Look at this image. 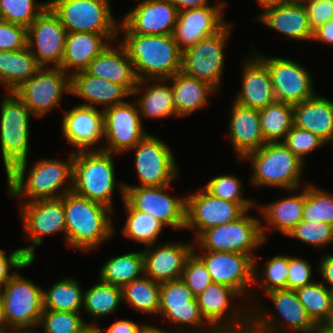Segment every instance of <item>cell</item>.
<instances>
[{"instance_id": "1", "label": "cell", "mask_w": 333, "mask_h": 333, "mask_svg": "<svg viewBox=\"0 0 333 333\" xmlns=\"http://www.w3.org/2000/svg\"><path fill=\"white\" fill-rule=\"evenodd\" d=\"M66 158L64 161L40 158L30 168L28 159L17 163L6 174L8 195L13 200L23 198L22 203H27L61 198L72 191L73 150L67 153Z\"/></svg>"}, {"instance_id": "2", "label": "cell", "mask_w": 333, "mask_h": 333, "mask_svg": "<svg viewBox=\"0 0 333 333\" xmlns=\"http://www.w3.org/2000/svg\"><path fill=\"white\" fill-rule=\"evenodd\" d=\"M63 207L66 245L74 251L90 254L115 236L114 212L106 206L70 191L63 195Z\"/></svg>"}, {"instance_id": "3", "label": "cell", "mask_w": 333, "mask_h": 333, "mask_svg": "<svg viewBox=\"0 0 333 333\" xmlns=\"http://www.w3.org/2000/svg\"><path fill=\"white\" fill-rule=\"evenodd\" d=\"M114 155L103 150L73 152L72 175L74 193L102 204L113 212V196L117 187L122 202L125 200L124 182H117L115 178Z\"/></svg>"}, {"instance_id": "4", "label": "cell", "mask_w": 333, "mask_h": 333, "mask_svg": "<svg viewBox=\"0 0 333 333\" xmlns=\"http://www.w3.org/2000/svg\"><path fill=\"white\" fill-rule=\"evenodd\" d=\"M119 34H124L122 39ZM118 41L133 62L141 80L169 79L182 67V51L172 35H140L118 33Z\"/></svg>"}, {"instance_id": "5", "label": "cell", "mask_w": 333, "mask_h": 333, "mask_svg": "<svg viewBox=\"0 0 333 333\" xmlns=\"http://www.w3.org/2000/svg\"><path fill=\"white\" fill-rule=\"evenodd\" d=\"M239 162H250L251 185L283 190L302 188L304 163L283 142H269L260 149L247 153Z\"/></svg>"}, {"instance_id": "6", "label": "cell", "mask_w": 333, "mask_h": 333, "mask_svg": "<svg viewBox=\"0 0 333 333\" xmlns=\"http://www.w3.org/2000/svg\"><path fill=\"white\" fill-rule=\"evenodd\" d=\"M266 296L276 312L266 308L262 298L255 300L251 308L250 333H315L319 329L307 314L295 290H273Z\"/></svg>"}, {"instance_id": "7", "label": "cell", "mask_w": 333, "mask_h": 333, "mask_svg": "<svg viewBox=\"0 0 333 333\" xmlns=\"http://www.w3.org/2000/svg\"><path fill=\"white\" fill-rule=\"evenodd\" d=\"M241 298L233 288L214 282L196 296L202 317L217 333H250L251 308ZM235 299L241 300L238 305L231 304Z\"/></svg>"}, {"instance_id": "8", "label": "cell", "mask_w": 333, "mask_h": 333, "mask_svg": "<svg viewBox=\"0 0 333 333\" xmlns=\"http://www.w3.org/2000/svg\"><path fill=\"white\" fill-rule=\"evenodd\" d=\"M0 149L5 174L30 153V117L34 116L14 91L0 100Z\"/></svg>"}, {"instance_id": "9", "label": "cell", "mask_w": 333, "mask_h": 333, "mask_svg": "<svg viewBox=\"0 0 333 333\" xmlns=\"http://www.w3.org/2000/svg\"><path fill=\"white\" fill-rule=\"evenodd\" d=\"M246 210L238 219L203 231L193 248L206 251L234 252L255 257V250L265 244L261 232V218ZM254 253V254H253Z\"/></svg>"}, {"instance_id": "10", "label": "cell", "mask_w": 333, "mask_h": 333, "mask_svg": "<svg viewBox=\"0 0 333 333\" xmlns=\"http://www.w3.org/2000/svg\"><path fill=\"white\" fill-rule=\"evenodd\" d=\"M18 271L0 290L6 320L13 331L35 330L44 311L43 288Z\"/></svg>"}, {"instance_id": "11", "label": "cell", "mask_w": 333, "mask_h": 333, "mask_svg": "<svg viewBox=\"0 0 333 333\" xmlns=\"http://www.w3.org/2000/svg\"><path fill=\"white\" fill-rule=\"evenodd\" d=\"M158 316L173 325V333H217L202 317L196 296L182 279L161 283Z\"/></svg>"}, {"instance_id": "12", "label": "cell", "mask_w": 333, "mask_h": 333, "mask_svg": "<svg viewBox=\"0 0 333 333\" xmlns=\"http://www.w3.org/2000/svg\"><path fill=\"white\" fill-rule=\"evenodd\" d=\"M67 32L118 34L120 21L115 20L107 0H48Z\"/></svg>"}, {"instance_id": "13", "label": "cell", "mask_w": 333, "mask_h": 333, "mask_svg": "<svg viewBox=\"0 0 333 333\" xmlns=\"http://www.w3.org/2000/svg\"><path fill=\"white\" fill-rule=\"evenodd\" d=\"M232 27V23L228 22L216 34L201 39L194 46L184 50L181 71L208 83L219 92L225 65L224 50Z\"/></svg>"}, {"instance_id": "14", "label": "cell", "mask_w": 333, "mask_h": 333, "mask_svg": "<svg viewBox=\"0 0 333 333\" xmlns=\"http://www.w3.org/2000/svg\"><path fill=\"white\" fill-rule=\"evenodd\" d=\"M135 151V168L139 185L124 182V186H166L180 173L171 147L166 141L148 133L131 150Z\"/></svg>"}, {"instance_id": "15", "label": "cell", "mask_w": 333, "mask_h": 333, "mask_svg": "<svg viewBox=\"0 0 333 333\" xmlns=\"http://www.w3.org/2000/svg\"><path fill=\"white\" fill-rule=\"evenodd\" d=\"M19 213L26 239L31 242L21 247L29 259L36 260L35 249L43 244L44 236L64 234L66 244V220L63 207V196L57 199H38L19 203Z\"/></svg>"}, {"instance_id": "16", "label": "cell", "mask_w": 333, "mask_h": 333, "mask_svg": "<svg viewBox=\"0 0 333 333\" xmlns=\"http://www.w3.org/2000/svg\"><path fill=\"white\" fill-rule=\"evenodd\" d=\"M14 92L34 117L43 118L61 107L62 95L71 94V77L60 67H40Z\"/></svg>"}, {"instance_id": "17", "label": "cell", "mask_w": 333, "mask_h": 333, "mask_svg": "<svg viewBox=\"0 0 333 333\" xmlns=\"http://www.w3.org/2000/svg\"><path fill=\"white\" fill-rule=\"evenodd\" d=\"M198 250L193 248V253L204 263L213 282L233 288L252 308L254 300L259 299L255 298L257 297L255 294L250 293L253 291L250 288L254 286V258L242 253L206 250L198 252ZM246 294L250 297H246L248 296Z\"/></svg>"}, {"instance_id": "18", "label": "cell", "mask_w": 333, "mask_h": 333, "mask_svg": "<svg viewBox=\"0 0 333 333\" xmlns=\"http://www.w3.org/2000/svg\"><path fill=\"white\" fill-rule=\"evenodd\" d=\"M166 186H125V200L137 211L150 214L164 227L185 230L186 196H171Z\"/></svg>"}, {"instance_id": "19", "label": "cell", "mask_w": 333, "mask_h": 333, "mask_svg": "<svg viewBox=\"0 0 333 333\" xmlns=\"http://www.w3.org/2000/svg\"><path fill=\"white\" fill-rule=\"evenodd\" d=\"M253 51L270 72L276 101L295 105L317 94L310 71L300 62Z\"/></svg>"}, {"instance_id": "20", "label": "cell", "mask_w": 333, "mask_h": 333, "mask_svg": "<svg viewBox=\"0 0 333 333\" xmlns=\"http://www.w3.org/2000/svg\"><path fill=\"white\" fill-rule=\"evenodd\" d=\"M104 138L102 150L113 154L129 152L149 132L143 128L138 106L127 101L103 111Z\"/></svg>"}, {"instance_id": "21", "label": "cell", "mask_w": 333, "mask_h": 333, "mask_svg": "<svg viewBox=\"0 0 333 333\" xmlns=\"http://www.w3.org/2000/svg\"><path fill=\"white\" fill-rule=\"evenodd\" d=\"M67 31L48 6L27 28V47L40 67H61Z\"/></svg>"}, {"instance_id": "22", "label": "cell", "mask_w": 333, "mask_h": 333, "mask_svg": "<svg viewBox=\"0 0 333 333\" xmlns=\"http://www.w3.org/2000/svg\"><path fill=\"white\" fill-rule=\"evenodd\" d=\"M245 210L238 204L216 198L204 188L186 196L185 230H192L195 240L203 231L238 219Z\"/></svg>"}, {"instance_id": "23", "label": "cell", "mask_w": 333, "mask_h": 333, "mask_svg": "<svg viewBox=\"0 0 333 333\" xmlns=\"http://www.w3.org/2000/svg\"><path fill=\"white\" fill-rule=\"evenodd\" d=\"M179 11L169 0H141L120 19L118 33L172 35Z\"/></svg>"}, {"instance_id": "24", "label": "cell", "mask_w": 333, "mask_h": 333, "mask_svg": "<svg viewBox=\"0 0 333 333\" xmlns=\"http://www.w3.org/2000/svg\"><path fill=\"white\" fill-rule=\"evenodd\" d=\"M61 124L62 137L76 148L73 152L102 150L104 125L101 109L75 104L63 111Z\"/></svg>"}, {"instance_id": "25", "label": "cell", "mask_w": 333, "mask_h": 333, "mask_svg": "<svg viewBox=\"0 0 333 333\" xmlns=\"http://www.w3.org/2000/svg\"><path fill=\"white\" fill-rule=\"evenodd\" d=\"M226 6V2L219 1L203 8L180 11L172 34L179 49L183 52L219 32L228 23L223 16Z\"/></svg>"}, {"instance_id": "26", "label": "cell", "mask_w": 333, "mask_h": 333, "mask_svg": "<svg viewBox=\"0 0 333 333\" xmlns=\"http://www.w3.org/2000/svg\"><path fill=\"white\" fill-rule=\"evenodd\" d=\"M194 241L162 242L142 249L144 275L158 283L181 279L186 259L193 252Z\"/></svg>"}, {"instance_id": "27", "label": "cell", "mask_w": 333, "mask_h": 333, "mask_svg": "<svg viewBox=\"0 0 333 333\" xmlns=\"http://www.w3.org/2000/svg\"><path fill=\"white\" fill-rule=\"evenodd\" d=\"M252 55L242 61L241 87L233 101L260 110L275 103L276 98L267 66L254 53Z\"/></svg>"}, {"instance_id": "28", "label": "cell", "mask_w": 333, "mask_h": 333, "mask_svg": "<svg viewBox=\"0 0 333 333\" xmlns=\"http://www.w3.org/2000/svg\"><path fill=\"white\" fill-rule=\"evenodd\" d=\"M254 19L293 41L312 40L313 30L309 25L307 11L301 0H288L267 7Z\"/></svg>"}, {"instance_id": "29", "label": "cell", "mask_w": 333, "mask_h": 333, "mask_svg": "<svg viewBox=\"0 0 333 333\" xmlns=\"http://www.w3.org/2000/svg\"><path fill=\"white\" fill-rule=\"evenodd\" d=\"M85 71L92 76L120 84L131 94L139 83L133 62L118 40L113 41L95 57Z\"/></svg>"}, {"instance_id": "30", "label": "cell", "mask_w": 333, "mask_h": 333, "mask_svg": "<svg viewBox=\"0 0 333 333\" xmlns=\"http://www.w3.org/2000/svg\"><path fill=\"white\" fill-rule=\"evenodd\" d=\"M228 123V139L236 153V160H241L247 153L266 144L259 110L243 107L233 101Z\"/></svg>"}, {"instance_id": "31", "label": "cell", "mask_w": 333, "mask_h": 333, "mask_svg": "<svg viewBox=\"0 0 333 333\" xmlns=\"http://www.w3.org/2000/svg\"><path fill=\"white\" fill-rule=\"evenodd\" d=\"M116 40L118 34L67 32L60 68L70 77L85 71L89 63Z\"/></svg>"}, {"instance_id": "32", "label": "cell", "mask_w": 333, "mask_h": 333, "mask_svg": "<svg viewBox=\"0 0 333 333\" xmlns=\"http://www.w3.org/2000/svg\"><path fill=\"white\" fill-rule=\"evenodd\" d=\"M70 95L83 99L84 103L80 104L83 106L100 109L98 105H101L102 111L123 104L128 97H132L124 86L92 76L86 71L75 73L71 77Z\"/></svg>"}, {"instance_id": "33", "label": "cell", "mask_w": 333, "mask_h": 333, "mask_svg": "<svg viewBox=\"0 0 333 333\" xmlns=\"http://www.w3.org/2000/svg\"><path fill=\"white\" fill-rule=\"evenodd\" d=\"M301 189L302 191L299 188L290 190V193L293 192L291 196L258 206V212L261 214V232L265 243L268 240V233L272 234L276 230L286 237L302 221L304 187Z\"/></svg>"}, {"instance_id": "34", "label": "cell", "mask_w": 333, "mask_h": 333, "mask_svg": "<svg viewBox=\"0 0 333 333\" xmlns=\"http://www.w3.org/2000/svg\"><path fill=\"white\" fill-rule=\"evenodd\" d=\"M134 96H137L134 101L142 120L179 117L175 110V95L168 79L141 80L132 93V97Z\"/></svg>"}, {"instance_id": "35", "label": "cell", "mask_w": 333, "mask_h": 333, "mask_svg": "<svg viewBox=\"0 0 333 333\" xmlns=\"http://www.w3.org/2000/svg\"><path fill=\"white\" fill-rule=\"evenodd\" d=\"M293 121L298 128L308 130L327 145L333 144V102L318 93L293 105Z\"/></svg>"}, {"instance_id": "36", "label": "cell", "mask_w": 333, "mask_h": 333, "mask_svg": "<svg viewBox=\"0 0 333 333\" xmlns=\"http://www.w3.org/2000/svg\"><path fill=\"white\" fill-rule=\"evenodd\" d=\"M168 80L175 95V110L179 117H186L204 109L209 103L210 95L217 92L208 83L190 77L182 71Z\"/></svg>"}, {"instance_id": "37", "label": "cell", "mask_w": 333, "mask_h": 333, "mask_svg": "<svg viewBox=\"0 0 333 333\" xmlns=\"http://www.w3.org/2000/svg\"><path fill=\"white\" fill-rule=\"evenodd\" d=\"M39 68L28 47L16 51H0V85L5 91H14L34 76Z\"/></svg>"}, {"instance_id": "38", "label": "cell", "mask_w": 333, "mask_h": 333, "mask_svg": "<svg viewBox=\"0 0 333 333\" xmlns=\"http://www.w3.org/2000/svg\"><path fill=\"white\" fill-rule=\"evenodd\" d=\"M144 275L142 250L109 258L99 270V278L122 288L124 285Z\"/></svg>"}, {"instance_id": "39", "label": "cell", "mask_w": 333, "mask_h": 333, "mask_svg": "<svg viewBox=\"0 0 333 333\" xmlns=\"http://www.w3.org/2000/svg\"><path fill=\"white\" fill-rule=\"evenodd\" d=\"M161 283L155 282L146 275L124 285L122 302L135 312L143 315H158Z\"/></svg>"}, {"instance_id": "40", "label": "cell", "mask_w": 333, "mask_h": 333, "mask_svg": "<svg viewBox=\"0 0 333 333\" xmlns=\"http://www.w3.org/2000/svg\"><path fill=\"white\" fill-rule=\"evenodd\" d=\"M98 279L99 283L93 284L84 291L83 311L93 318L89 323H98L101 317L115 314L123 303L120 287Z\"/></svg>"}, {"instance_id": "41", "label": "cell", "mask_w": 333, "mask_h": 333, "mask_svg": "<svg viewBox=\"0 0 333 333\" xmlns=\"http://www.w3.org/2000/svg\"><path fill=\"white\" fill-rule=\"evenodd\" d=\"M79 284L77 279L63 277L47 290L43 289L44 310L80 313L84 289Z\"/></svg>"}, {"instance_id": "42", "label": "cell", "mask_w": 333, "mask_h": 333, "mask_svg": "<svg viewBox=\"0 0 333 333\" xmlns=\"http://www.w3.org/2000/svg\"><path fill=\"white\" fill-rule=\"evenodd\" d=\"M123 207L127 218L120 230L121 234L144 247L157 244L165 227L150 214L135 210L126 200L123 201Z\"/></svg>"}, {"instance_id": "43", "label": "cell", "mask_w": 333, "mask_h": 333, "mask_svg": "<svg viewBox=\"0 0 333 333\" xmlns=\"http://www.w3.org/2000/svg\"><path fill=\"white\" fill-rule=\"evenodd\" d=\"M261 130L266 143L282 142L294 125L293 105L276 101L259 110Z\"/></svg>"}, {"instance_id": "44", "label": "cell", "mask_w": 333, "mask_h": 333, "mask_svg": "<svg viewBox=\"0 0 333 333\" xmlns=\"http://www.w3.org/2000/svg\"><path fill=\"white\" fill-rule=\"evenodd\" d=\"M295 291L307 314L318 327L333 313L330 291L321 281H314Z\"/></svg>"}, {"instance_id": "45", "label": "cell", "mask_w": 333, "mask_h": 333, "mask_svg": "<svg viewBox=\"0 0 333 333\" xmlns=\"http://www.w3.org/2000/svg\"><path fill=\"white\" fill-rule=\"evenodd\" d=\"M302 221L333 226V194L308 183L304 185Z\"/></svg>"}, {"instance_id": "46", "label": "cell", "mask_w": 333, "mask_h": 333, "mask_svg": "<svg viewBox=\"0 0 333 333\" xmlns=\"http://www.w3.org/2000/svg\"><path fill=\"white\" fill-rule=\"evenodd\" d=\"M258 259H254V286L258 283L264 295L273 290L287 289L289 255H275L264 263L263 269L258 267ZM261 270V271H259Z\"/></svg>"}, {"instance_id": "47", "label": "cell", "mask_w": 333, "mask_h": 333, "mask_svg": "<svg viewBox=\"0 0 333 333\" xmlns=\"http://www.w3.org/2000/svg\"><path fill=\"white\" fill-rule=\"evenodd\" d=\"M242 183L243 180L233 174H220L211 178L203 188L216 198L238 203L245 211L252 210L258 205L253 199L243 197Z\"/></svg>"}, {"instance_id": "48", "label": "cell", "mask_w": 333, "mask_h": 333, "mask_svg": "<svg viewBox=\"0 0 333 333\" xmlns=\"http://www.w3.org/2000/svg\"><path fill=\"white\" fill-rule=\"evenodd\" d=\"M49 6V2L37 0H0L4 21L28 28L31 23Z\"/></svg>"}, {"instance_id": "49", "label": "cell", "mask_w": 333, "mask_h": 333, "mask_svg": "<svg viewBox=\"0 0 333 333\" xmlns=\"http://www.w3.org/2000/svg\"><path fill=\"white\" fill-rule=\"evenodd\" d=\"M87 323L79 313L44 310L38 327L40 333H81Z\"/></svg>"}, {"instance_id": "50", "label": "cell", "mask_w": 333, "mask_h": 333, "mask_svg": "<svg viewBox=\"0 0 333 333\" xmlns=\"http://www.w3.org/2000/svg\"><path fill=\"white\" fill-rule=\"evenodd\" d=\"M294 238L317 249L333 244V226L323 223L301 221L286 236Z\"/></svg>"}, {"instance_id": "51", "label": "cell", "mask_w": 333, "mask_h": 333, "mask_svg": "<svg viewBox=\"0 0 333 333\" xmlns=\"http://www.w3.org/2000/svg\"><path fill=\"white\" fill-rule=\"evenodd\" d=\"M282 142L303 163H306L305 156L327 145L317 135L308 130L298 128L295 125L292 126Z\"/></svg>"}, {"instance_id": "52", "label": "cell", "mask_w": 333, "mask_h": 333, "mask_svg": "<svg viewBox=\"0 0 333 333\" xmlns=\"http://www.w3.org/2000/svg\"><path fill=\"white\" fill-rule=\"evenodd\" d=\"M181 279L195 296L213 283L206 266L193 252L186 259Z\"/></svg>"}, {"instance_id": "53", "label": "cell", "mask_w": 333, "mask_h": 333, "mask_svg": "<svg viewBox=\"0 0 333 333\" xmlns=\"http://www.w3.org/2000/svg\"><path fill=\"white\" fill-rule=\"evenodd\" d=\"M27 47V28L2 21L0 23V51H16Z\"/></svg>"}, {"instance_id": "54", "label": "cell", "mask_w": 333, "mask_h": 333, "mask_svg": "<svg viewBox=\"0 0 333 333\" xmlns=\"http://www.w3.org/2000/svg\"><path fill=\"white\" fill-rule=\"evenodd\" d=\"M34 262L35 259H29L21 248L15 249L9 255H7L5 250L0 248V290L17 270L25 269ZM11 268L14 269L12 273L10 271Z\"/></svg>"}, {"instance_id": "55", "label": "cell", "mask_w": 333, "mask_h": 333, "mask_svg": "<svg viewBox=\"0 0 333 333\" xmlns=\"http://www.w3.org/2000/svg\"><path fill=\"white\" fill-rule=\"evenodd\" d=\"M312 270L308 260L289 255L287 289L296 290L313 283L315 280L312 279Z\"/></svg>"}, {"instance_id": "56", "label": "cell", "mask_w": 333, "mask_h": 333, "mask_svg": "<svg viewBox=\"0 0 333 333\" xmlns=\"http://www.w3.org/2000/svg\"><path fill=\"white\" fill-rule=\"evenodd\" d=\"M312 30L333 19V0H301Z\"/></svg>"}, {"instance_id": "57", "label": "cell", "mask_w": 333, "mask_h": 333, "mask_svg": "<svg viewBox=\"0 0 333 333\" xmlns=\"http://www.w3.org/2000/svg\"><path fill=\"white\" fill-rule=\"evenodd\" d=\"M318 262L316 271H319L321 275V282L327 288H333V253L325 254L323 257H320Z\"/></svg>"}, {"instance_id": "58", "label": "cell", "mask_w": 333, "mask_h": 333, "mask_svg": "<svg viewBox=\"0 0 333 333\" xmlns=\"http://www.w3.org/2000/svg\"><path fill=\"white\" fill-rule=\"evenodd\" d=\"M146 321H142V323L134 322L131 319H119L115 320L113 323L109 324L106 330V333H138L142 325Z\"/></svg>"}, {"instance_id": "59", "label": "cell", "mask_w": 333, "mask_h": 333, "mask_svg": "<svg viewBox=\"0 0 333 333\" xmlns=\"http://www.w3.org/2000/svg\"><path fill=\"white\" fill-rule=\"evenodd\" d=\"M311 41H318L326 45H333V19L313 30Z\"/></svg>"}, {"instance_id": "60", "label": "cell", "mask_w": 333, "mask_h": 333, "mask_svg": "<svg viewBox=\"0 0 333 333\" xmlns=\"http://www.w3.org/2000/svg\"><path fill=\"white\" fill-rule=\"evenodd\" d=\"M180 11L199 9L210 6L209 0H169Z\"/></svg>"}, {"instance_id": "61", "label": "cell", "mask_w": 333, "mask_h": 333, "mask_svg": "<svg viewBox=\"0 0 333 333\" xmlns=\"http://www.w3.org/2000/svg\"><path fill=\"white\" fill-rule=\"evenodd\" d=\"M13 332L14 331L9 327L7 323L3 302L0 299V333H13Z\"/></svg>"}, {"instance_id": "62", "label": "cell", "mask_w": 333, "mask_h": 333, "mask_svg": "<svg viewBox=\"0 0 333 333\" xmlns=\"http://www.w3.org/2000/svg\"><path fill=\"white\" fill-rule=\"evenodd\" d=\"M138 333H173L172 331H166L164 329H161L155 325H152L151 323L145 322L142 327L140 328Z\"/></svg>"}, {"instance_id": "63", "label": "cell", "mask_w": 333, "mask_h": 333, "mask_svg": "<svg viewBox=\"0 0 333 333\" xmlns=\"http://www.w3.org/2000/svg\"><path fill=\"white\" fill-rule=\"evenodd\" d=\"M81 333H106L98 323H87Z\"/></svg>"}, {"instance_id": "64", "label": "cell", "mask_w": 333, "mask_h": 333, "mask_svg": "<svg viewBox=\"0 0 333 333\" xmlns=\"http://www.w3.org/2000/svg\"><path fill=\"white\" fill-rule=\"evenodd\" d=\"M288 0H256L257 5L263 10L267 7L287 2Z\"/></svg>"}, {"instance_id": "65", "label": "cell", "mask_w": 333, "mask_h": 333, "mask_svg": "<svg viewBox=\"0 0 333 333\" xmlns=\"http://www.w3.org/2000/svg\"><path fill=\"white\" fill-rule=\"evenodd\" d=\"M325 333H333V314L320 326Z\"/></svg>"}, {"instance_id": "66", "label": "cell", "mask_w": 333, "mask_h": 333, "mask_svg": "<svg viewBox=\"0 0 333 333\" xmlns=\"http://www.w3.org/2000/svg\"><path fill=\"white\" fill-rule=\"evenodd\" d=\"M13 333H40L37 330H18V331H14Z\"/></svg>"}, {"instance_id": "67", "label": "cell", "mask_w": 333, "mask_h": 333, "mask_svg": "<svg viewBox=\"0 0 333 333\" xmlns=\"http://www.w3.org/2000/svg\"><path fill=\"white\" fill-rule=\"evenodd\" d=\"M329 291H330V298H331V306H332V309H333V288H328ZM333 314V313H332Z\"/></svg>"}, {"instance_id": "68", "label": "cell", "mask_w": 333, "mask_h": 333, "mask_svg": "<svg viewBox=\"0 0 333 333\" xmlns=\"http://www.w3.org/2000/svg\"><path fill=\"white\" fill-rule=\"evenodd\" d=\"M2 21H4V19H3V15H2V12H1V8H0V23H1Z\"/></svg>"}, {"instance_id": "69", "label": "cell", "mask_w": 333, "mask_h": 333, "mask_svg": "<svg viewBox=\"0 0 333 333\" xmlns=\"http://www.w3.org/2000/svg\"><path fill=\"white\" fill-rule=\"evenodd\" d=\"M315 333H325L320 327Z\"/></svg>"}]
</instances>
